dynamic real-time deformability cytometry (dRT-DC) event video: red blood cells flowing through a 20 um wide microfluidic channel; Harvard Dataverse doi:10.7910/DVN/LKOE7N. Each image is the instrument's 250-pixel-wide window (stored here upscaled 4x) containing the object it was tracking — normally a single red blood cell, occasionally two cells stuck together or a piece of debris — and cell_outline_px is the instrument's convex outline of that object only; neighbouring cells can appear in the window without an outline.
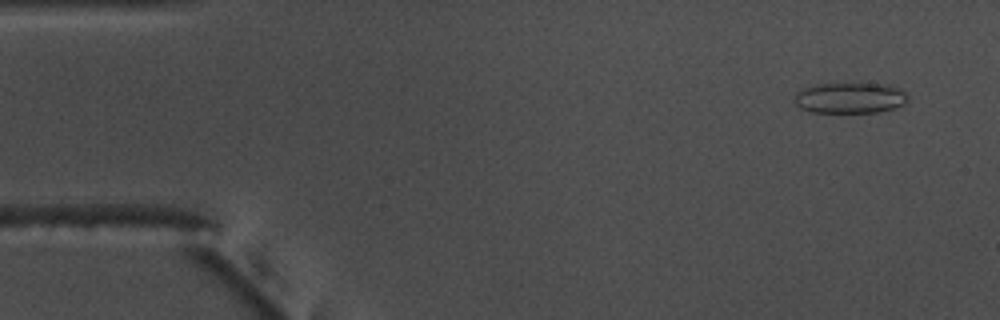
{"species": "common noctule bat (a hibernating species)", "species_latin": "Nyctalus noctula", "temperature_condition": "warm", "stored_images_in_passage": 55, "camera_frame_rate_fps": 3000, "um_per_image_px": 0.085, "animal": {"sex": "male", "body_mass_g": 17.5, "forearm_length_mm": 52.3}, "frame": {"image": 1, "passage_image": 4, "time_ms": 1.0, "image_size_px": [1000, 320], "cell_outline_px": [[908, 100], [904, 104], [880, 112], [812, 112], [800, 108], [796, 104], [796, 92], [804, 88], [820, 84], [892, 84], [900, 88], [908, 96]], "centroid_in_image_um": [72.29, 8.32], "position_along_channel_um": 12.7, "area_um2": 20.17}}
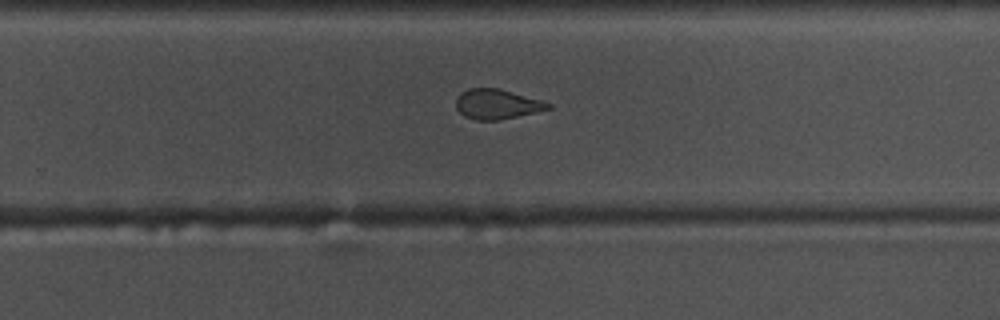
{"frame": {"image": 2, "passage_image": 35, "time_ms": 11.333, "image_size_px": [1000, 320], "cell_outline_px": [[552, 108], [500, 120], [476, 120], [464, 116], [456, 108], [456, 96], [460, 92], [468, 88], [500, 88], [540, 100], [552, 104]], "centroid_in_image_um": [42.2, 8.84], "position_along_channel_um": 287.6, "area_um2": 16.07}}
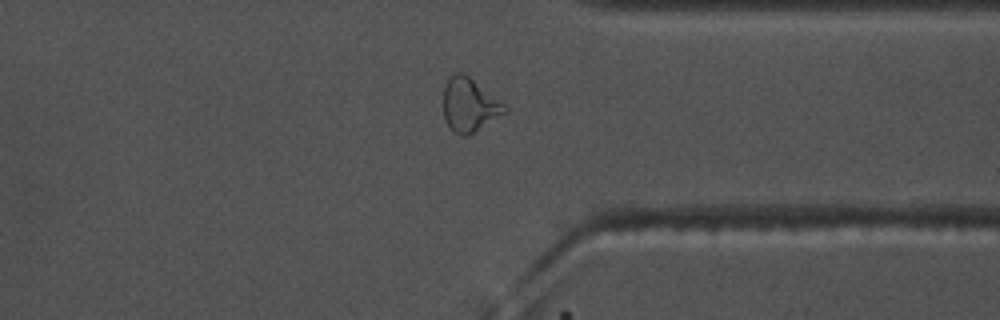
{"frame": {"image": 3, "passage_image": 42, "time_ms": 13.667, "image_size_px": [1000, 320], "cell_outline_px": [[508, 112], [468, 136], [460, 136], [452, 132], [444, 120], [444, 88], [448, 76], [456, 72], [460, 72], [468, 76], [504, 104], [508, 108]], "centroid_in_image_um": [39.88, 8.96], "position_along_channel_um": 371.5, "area_um2": 19.25}, "authors_computed_cell_mechanics": {"area_um2": 18.8428, "velocity_mm_per_s": 3.7366, "shape_relaxation_time_tau1_ms": 4.2597, "shape_relaxation_time_tau2_ms": 1.3941, "deformation_change_tau1": 0.123, "deformation_change_tau2": 0.0824}}